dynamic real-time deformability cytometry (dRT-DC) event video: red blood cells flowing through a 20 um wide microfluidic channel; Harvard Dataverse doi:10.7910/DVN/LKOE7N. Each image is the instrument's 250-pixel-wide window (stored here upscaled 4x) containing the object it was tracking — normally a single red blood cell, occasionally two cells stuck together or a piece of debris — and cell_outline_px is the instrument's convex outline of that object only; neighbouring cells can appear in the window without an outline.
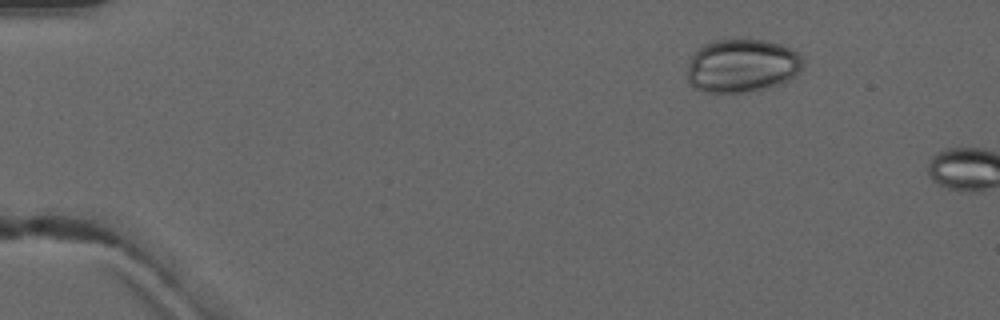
{"species": "common noctule bat (a hibernating species)", "species_latin": "Nyctalus noctula", "temperature_condition": "warm", "stored_images_in_passage": 3, "camera_frame_rate_fps": 3000, "um_per_image_px": 0.085, "animal": {"sex": "male", "forearm_length_mm": 52.5}, "frame": {"image": 1, "passage_image": 2, "time_ms": 1.333, "image_size_px": [1000, 320], "cell_outline_px": [[804, 64], [800, 72], [788, 80], [764, 88], [744, 92], [704, 92], [696, 88], [688, 80], [688, 64], [692, 56], [704, 44], [712, 40], [764, 40], [780, 44], [792, 48], [800, 56]], "centroid_in_image_um": [63.08, 5.58], "position_along_channel_um": 21.9, "area_um2": 35.66}}